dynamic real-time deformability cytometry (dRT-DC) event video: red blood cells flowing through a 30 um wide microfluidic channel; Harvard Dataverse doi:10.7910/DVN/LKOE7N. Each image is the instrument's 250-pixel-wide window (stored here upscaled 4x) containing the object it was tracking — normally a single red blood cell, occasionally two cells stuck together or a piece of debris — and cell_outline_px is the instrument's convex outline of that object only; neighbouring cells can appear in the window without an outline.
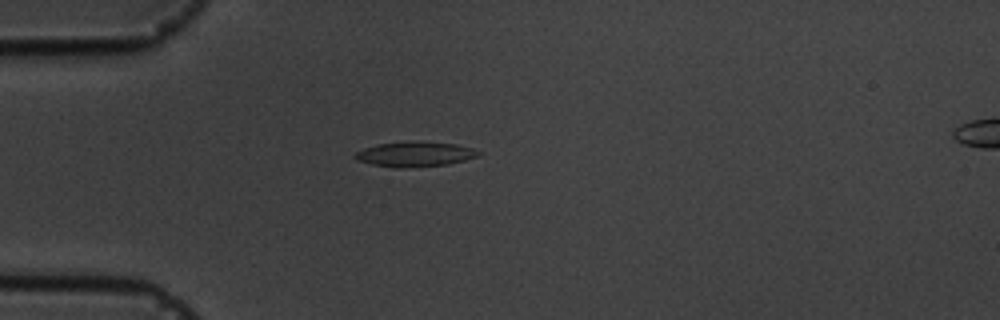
{"species": "common noctule bat (a hibernating species)", "species_latin": "Nyctalus noctula", "temperature_condition": "cold", "stored_images_in_passage": 5, "camera_frame_rate_fps": 3000, "um_per_image_px": 0.085, "animal": {"sex": "male", "body_mass_g": 19.5, "forearm_length_mm": 54.6}, "frame": {"image": 1, "passage_image": 4, "time_ms": 3.667, "image_size_px": [1000, 320], "cell_outline_px": [[480, 156], [448, 164], [400, 168], [396, 168], [372, 164], [356, 160], [352, 156], [356, 152], [364, 148], [376, 144], [456, 144], [472, 148], [480, 152]], "centroid_in_image_um": [35.24, 13.15], "position_along_channel_um": 49.8, "area_um2": 16.94}}